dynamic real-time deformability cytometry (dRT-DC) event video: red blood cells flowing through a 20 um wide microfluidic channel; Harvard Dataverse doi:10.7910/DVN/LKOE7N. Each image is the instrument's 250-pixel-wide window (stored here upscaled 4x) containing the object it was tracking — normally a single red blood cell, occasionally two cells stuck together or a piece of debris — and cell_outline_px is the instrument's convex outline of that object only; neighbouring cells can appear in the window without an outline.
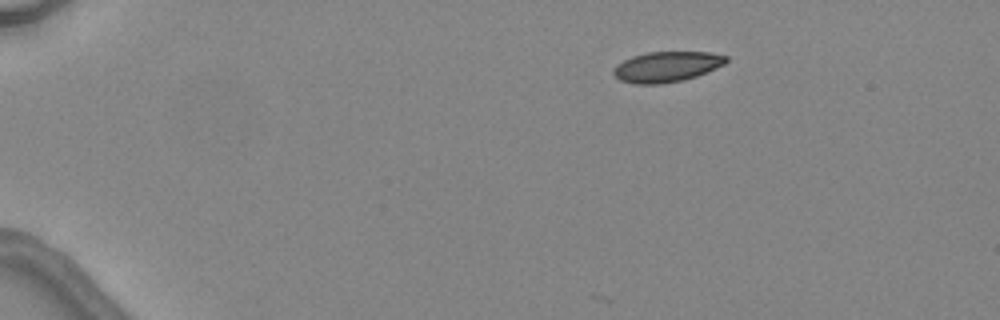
{"species": "common noctule bat (a hibernating species)", "species_latin": "Nyctalus noctula", "temperature_condition": "warm", "stored_images_in_passage": 3, "camera_frame_rate_fps": 3000, "um_per_image_px": 0.085, "animal": {"sex": "female", "body_mass_g": 24.6, "forearm_length_mm": 56.2}, "frame": {"image": 1, "passage_image": 1, "time_ms": 0.0, "image_size_px": [1000, 320], "cell_outline_px": [[728, 60], [724, 64], [716, 68], [696, 76], [684, 80], [660, 84], [636, 84], [620, 80], [612, 72], [616, 64], [632, 56], [648, 52], [712, 52], [728, 56]], "centroid_in_image_um": [56.68, 5.67], "position_along_channel_um": 28.3, "area_um2": 20.0}}